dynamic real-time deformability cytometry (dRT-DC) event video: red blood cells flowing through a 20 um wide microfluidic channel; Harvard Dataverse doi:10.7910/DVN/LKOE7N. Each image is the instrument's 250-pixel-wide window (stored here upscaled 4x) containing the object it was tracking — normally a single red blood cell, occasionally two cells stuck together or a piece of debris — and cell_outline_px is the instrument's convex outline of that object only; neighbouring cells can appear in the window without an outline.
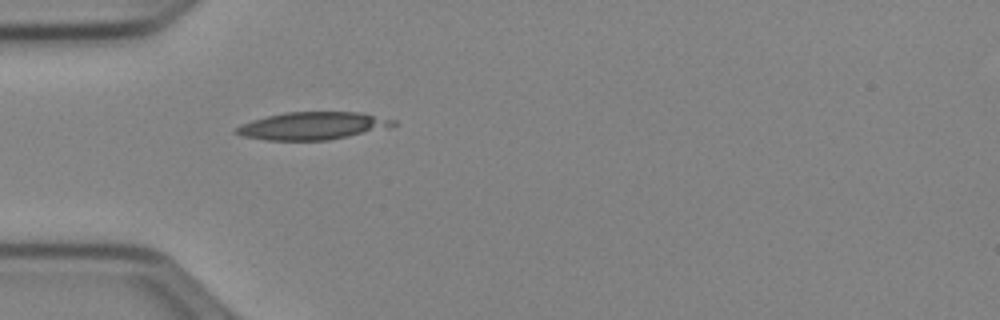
{"species": "Egyptian fruit bat (a non-hibernating species)", "species_latin": "Rousettus aegyptiacus", "temperature_condition": "cold", "stored_images_in_passage": 27, "camera_frame_rate_fps": 3000, "um_per_image_px": 0.085, "animal": {"sex": "female"}, "frame": {"image": 1, "passage_image": 1, "time_ms": 0.0, "image_size_px": [1000, 320], "cell_outline_px": [[396, 124], [388, 128], [328, 140], [268, 140], [240, 136], [232, 132], [240, 124], [252, 120], [284, 112], [360, 112], [396, 120]], "centroid_in_image_um": [26.54, 10.69], "position_along_channel_um": 58.5, "area_um2": 25.26}}
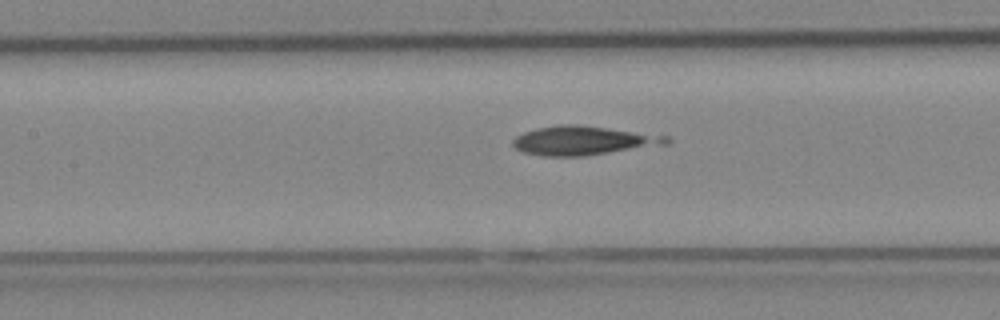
{"frame": {"image": 2, "passage_image": 9, "time_ms": 2.667, "image_size_px": [1000, 320], "cell_outline_px": [[672, 140], [668, 144], [584, 156], [544, 156], [524, 152], [516, 148], [512, 144], [512, 140], [516, 136], [524, 132], [536, 128], [556, 124], [580, 124], [668, 136]], "centroid_in_image_um": [49.57, 11.94], "position_along_channel_um": 157.8, "area_um2": 26.01}}
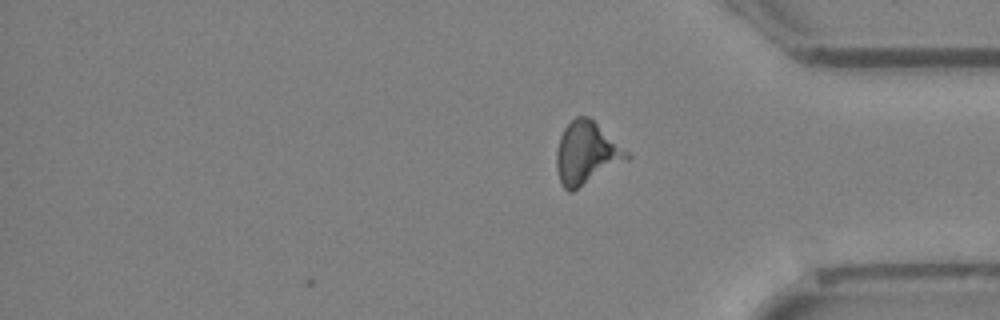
{"frame": {"image": 3, "passage_image": 27, "time_ms": 8.667, "image_size_px": [1000, 320], "cell_outline_px": [[632, 156], [572, 192], [568, 192], [560, 184], [556, 168], [556, 148], [560, 136], [564, 128], [576, 116], [588, 116], [628, 152]], "centroid_in_image_um": [49.79, 13.03], "position_along_channel_um": 385.4, "area_um2": 25.2}}